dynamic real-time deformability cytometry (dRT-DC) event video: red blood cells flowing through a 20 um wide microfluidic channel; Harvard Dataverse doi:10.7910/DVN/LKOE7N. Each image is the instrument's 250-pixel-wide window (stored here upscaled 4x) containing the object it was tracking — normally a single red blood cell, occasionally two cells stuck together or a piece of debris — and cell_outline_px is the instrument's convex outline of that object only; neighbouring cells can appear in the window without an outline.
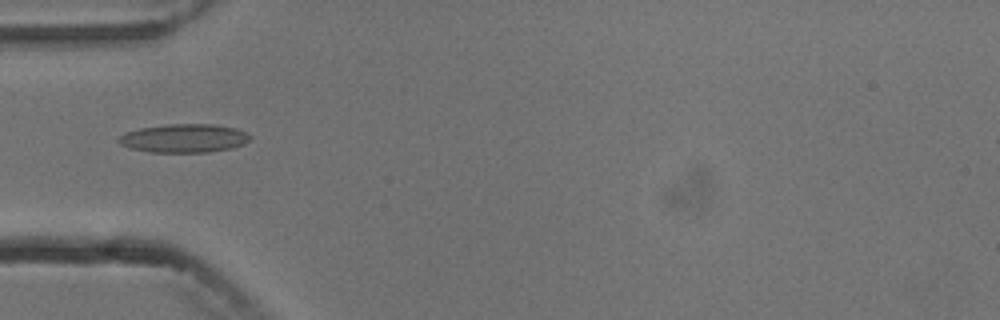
{"species": "common noctule bat (a hibernating species)", "species_latin": "Nyctalus noctula", "temperature_condition": "cold", "stored_images_in_passage": 5, "camera_frame_rate_fps": 3000, "um_per_image_px": 0.085, "animal": {"sex": "male", "body_mass_g": 13.3}, "frame": {"image": 1, "passage_image": 5, "time_ms": 4.667, "image_size_px": [1000, 320], "cell_outline_px": [[252, 140], [244, 144], [232, 148], [208, 152], [148, 152], [132, 148], [120, 144], [116, 140], [124, 132], [140, 128], [168, 124], [212, 124], [236, 128], [252, 136]], "centroid_in_image_um": [15.66, 11.75], "position_along_channel_um": 69.3, "area_um2": 21.96}}